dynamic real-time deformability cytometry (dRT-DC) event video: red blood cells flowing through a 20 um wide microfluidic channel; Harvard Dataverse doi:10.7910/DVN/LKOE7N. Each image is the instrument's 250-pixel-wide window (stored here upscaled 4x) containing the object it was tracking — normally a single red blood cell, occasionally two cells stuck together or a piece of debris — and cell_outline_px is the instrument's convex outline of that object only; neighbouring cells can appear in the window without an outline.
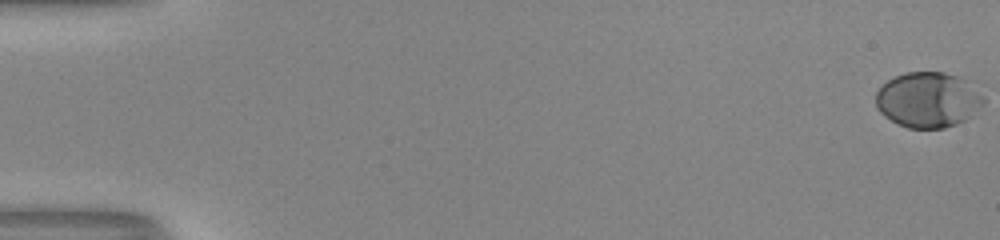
{"species": "human", "species_latin": "Homo sapiens", "temperature_condition": "room temperature", "stored_images_in_passage": 54, "camera_frame_rate_fps": 3000, "um_per_image_px": 0.085, "donor": {"sex": "male"}, "frame": {"image": 1, "passage_image": 1, "time_ms": 0.0, "image_size_px": [1000, 240], "cell_outline_px": [[968, 116], [964, 120], [956, 124], [944, 128], [908, 128], [884, 116], [880, 112], [876, 104], [876, 92], [888, 80], [896, 76], [908, 72], [944, 72], [960, 76], [964, 80]], "centroid_in_image_um": [78.53, 8.49], "position_along_channel_um": 6.5, "area_um2": 31.5}}
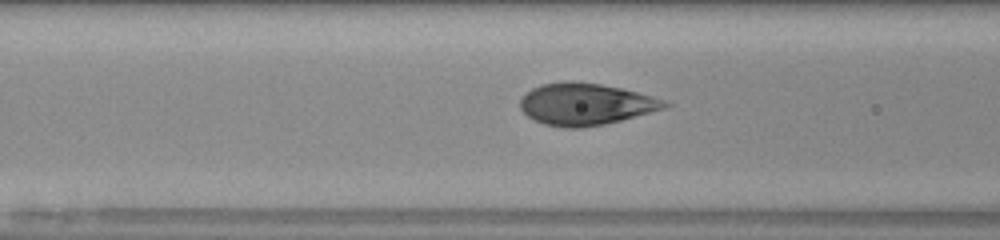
{"frame": {"image": 2, "passage_image": 24, "time_ms": 7.667, "image_size_px": [1000, 240], "cell_outline_px": [[672, 104], [664, 108], [620, 120], [604, 124], [584, 128], [564, 128], [544, 124], [532, 120], [520, 108], [520, 100], [532, 88], [540, 84], [564, 80], [572, 80], [600, 84], [620, 88], [652, 96], [664, 100]], "centroid_in_image_um": [49.73, 8.85], "position_along_channel_um": 116.9, "area_um2": 35.2}}
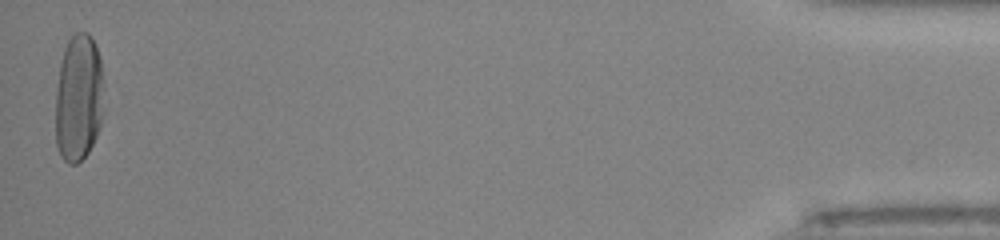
{"frame": {"image": 3, "passage_image": 54, "time_ms": 17.667, "image_size_px": [1000, 240], "cell_outline_px": [[104, 80], [100, 128], [88, 152], [76, 164], [68, 164], [60, 156], [56, 144], [56, 88], [60, 64], [64, 48], [68, 40], [76, 32], [88, 32], [100, 56]], "centroid_in_image_um": [6.68, 8.32], "position_along_channel_um": 428.5, "area_um2": 36.18}, "authors_computed_cell_mechanics": {"area_um2": 34.68, "velocity_mm_per_s": 4.0316, "shape_relaxation_time_tau1_ms": 3.921, "shape_relaxation_time_tau2_ms": null, "deformation_change_tau1": 0.1973, "deformation_change_tau2": null}}